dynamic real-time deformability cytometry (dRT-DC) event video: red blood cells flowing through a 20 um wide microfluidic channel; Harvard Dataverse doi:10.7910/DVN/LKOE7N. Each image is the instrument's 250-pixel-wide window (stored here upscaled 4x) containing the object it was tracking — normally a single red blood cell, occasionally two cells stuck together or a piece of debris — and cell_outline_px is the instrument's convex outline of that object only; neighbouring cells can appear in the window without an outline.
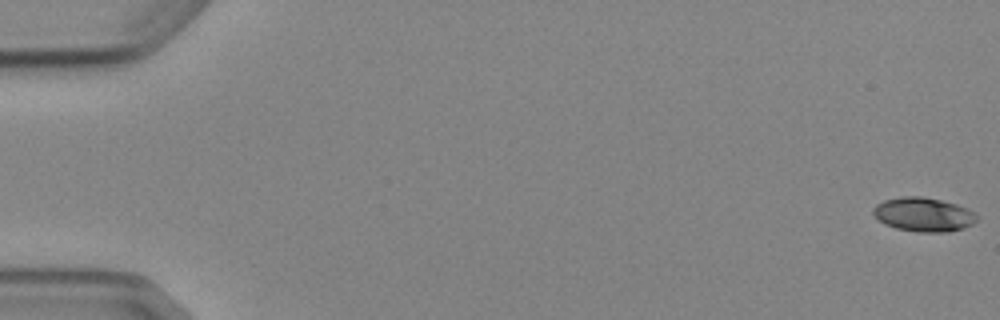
{"species": "Egyptian fruit bat (a non-hibernating species)", "species_latin": "Rousettus aegyptiacus", "temperature_condition": "cold", "stored_images_in_passage": 8, "camera_frame_rate_fps": 3000, "um_per_image_px": 0.085, "animal": {"sex": "female"}, "frame": {"image": 1, "passage_image": 1, "time_ms": 0.0, "image_size_px": [1000, 320], "cell_outline_px": [[980, 216], [972, 224], [964, 228], [948, 232], [916, 232], [896, 228], [884, 224], [872, 212], [872, 208], [876, 204], [884, 200], [904, 196], [924, 196], [956, 204], [968, 208]], "centroid_in_image_um": [78.51, 18.23], "position_along_channel_um": 6.5, "area_um2": 20.69}}
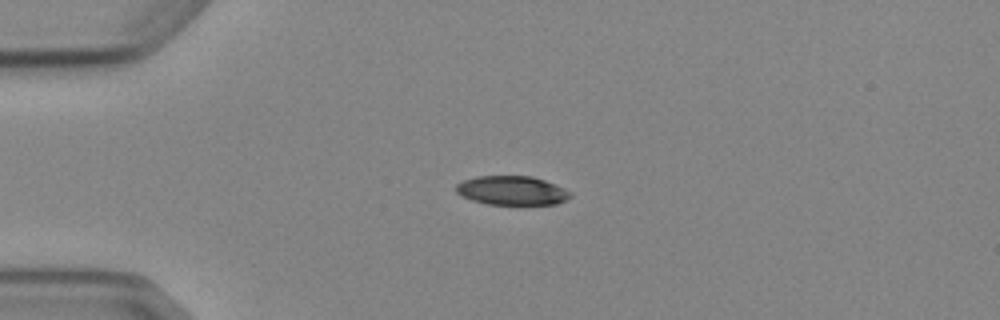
{"frame": {"image": 2, "passage_image": 4, "time_ms": 4.333, "image_size_px": [1000, 320], "cell_outline_px": [[572, 196], [556, 204], [488, 204], [472, 200], [456, 192], [456, 184], [464, 180], [476, 176], [532, 176], [544, 180], [564, 188], [572, 192]], "centroid_in_image_um": [43.52, 16.18], "position_along_channel_um": 41.5, "area_um2": 19.19}}
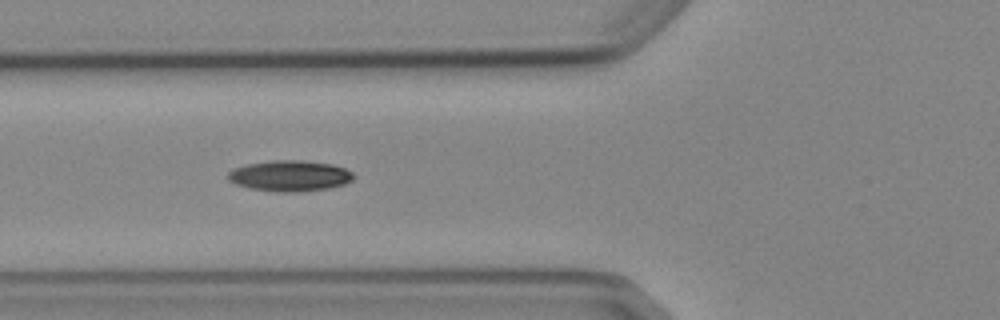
{"frame": {"image": 3, "passage_image": 6, "time_ms": 6.667, "image_size_px": [1000, 320], "cell_outline_px": [[352, 180], [344, 184], [328, 188], [300, 192], [280, 192], [248, 188], [236, 184], [228, 180], [228, 172], [232, 168], [248, 164], [272, 160], [300, 160], [332, 164], [344, 168], [352, 172]], "centroid_in_image_um": [24.6, 14.94], "position_along_channel_um": 101.2, "area_um2": 22.54}}